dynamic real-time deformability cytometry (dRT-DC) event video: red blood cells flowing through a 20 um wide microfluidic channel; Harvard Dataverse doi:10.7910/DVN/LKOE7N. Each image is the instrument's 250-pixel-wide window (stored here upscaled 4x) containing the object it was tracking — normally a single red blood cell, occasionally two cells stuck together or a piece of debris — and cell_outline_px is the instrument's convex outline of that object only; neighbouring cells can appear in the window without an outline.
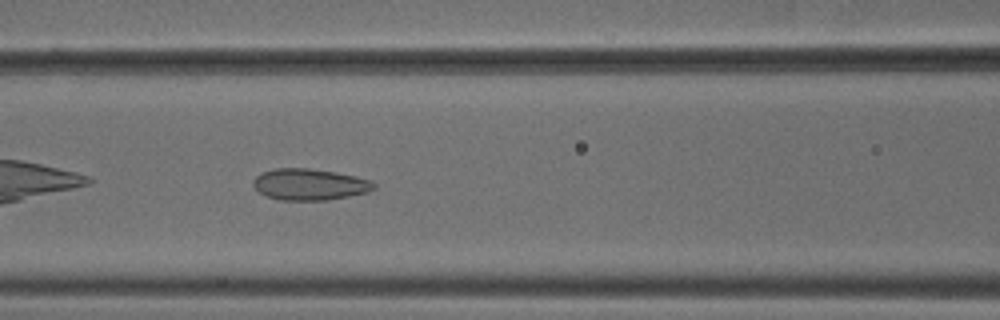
{"species": "common noctule bat (a hibernating species)", "species_latin": "Nyctalus noctula", "temperature_condition": "cold", "stored_images_in_passage": 36, "camera_frame_rate_fps": 3000, "um_per_image_px": 0.085, "animal": {"sex": "male", "body_mass_g": 18.8}, "frame": {"image": 1, "passage_image": 8, "time_ms": 2.333, "image_size_px": [1000, 320], "cell_outline_px": [[376, 188], [368, 192], [328, 200], [280, 200], [268, 196], [260, 192], [252, 184], [252, 180], [256, 176], [264, 172], [276, 168], [308, 168], [336, 172], [356, 176], [372, 180], [376, 184]], "centroid_in_image_um": [26.35, 15.67], "position_along_channel_um": 140.2, "area_um2": 22.08}}
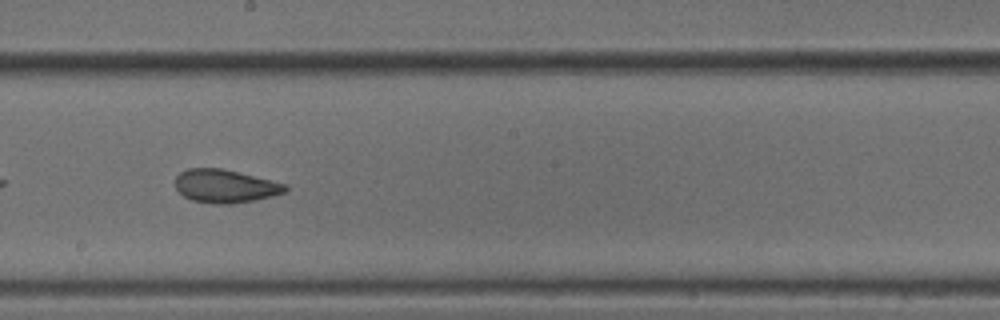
{"frame": {"image": 2, "passage_image": 15, "time_ms": 4.667, "image_size_px": [1000, 320], "cell_outline_px": [[288, 192], [256, 200], [232, 204], [212, 204], [192, 200], [184, 196], [176, 188], [176, 176], [180, 172], [188, 168], [220, 168], [288, 184]], "centroid_in_image_um": [19.17, 15.83], "position_along_channel_um": 229.0, "area_um2": 21.39}}
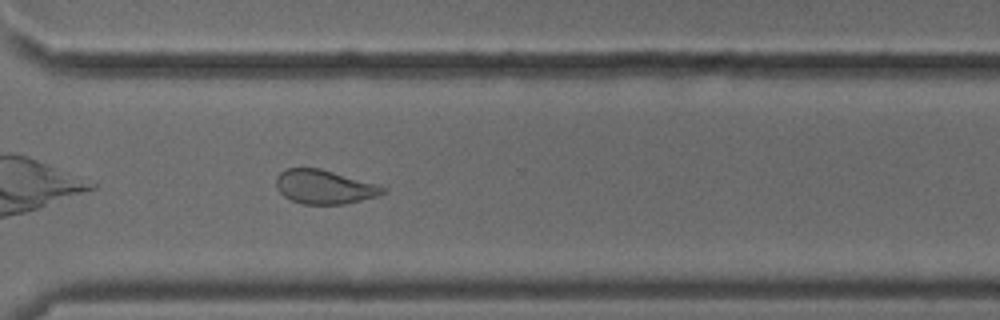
{"frame": {"image": 3, "passage_image": 24, "time_ms": 7.667, "image_size_px": [1000, 320], "cell_outline_px": [[388, 192], [376, 196], [344, 204], [300, 204], [284, 196], [276, 188], [276, 176], [284, 168], [320, 168], [380, 184], [388, 188]], "centroid_in_image_um": [27.6, 15.87], "position_along_channel_um": 343.0, "area_um2": 21.44}}